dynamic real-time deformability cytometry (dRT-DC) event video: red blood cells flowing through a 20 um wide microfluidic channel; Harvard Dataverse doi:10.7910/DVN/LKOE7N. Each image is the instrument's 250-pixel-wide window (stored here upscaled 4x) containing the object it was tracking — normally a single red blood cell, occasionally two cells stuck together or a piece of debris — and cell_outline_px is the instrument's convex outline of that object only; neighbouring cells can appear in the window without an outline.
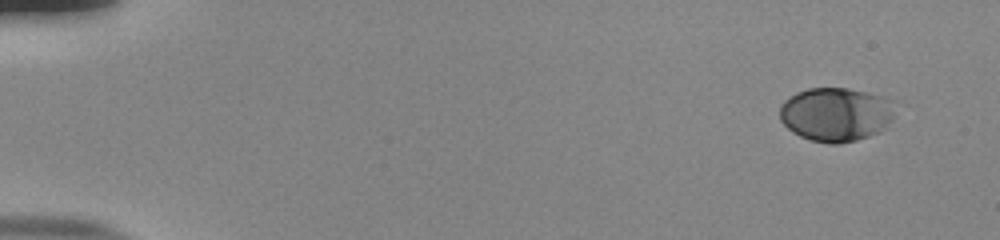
{"species": "human", "species_latin": "Homo sapiens", "temperature_condition": "room temperature", "stored_images_in_passage": 52, "camera_frame_rate_fps": 3000, "um_per_image_px": 0.085, "donor": {"sex": "male"}, "frame": {"image": 1, "passage_image": 1, "time_ms": 0.0, "image_size_px": [1000, 240], "cell_outline_px": [[892, 120], [880, 132], [856, 140], [840, 144], [828, 144], [812, 140], [800, 136], [792, 132], [780, 120], [780, 104], [784, 100], [796, 92], [808, 88], [848, 88], [880, 96], [892, 100]], "centroid_in_image_um": [71.01, 9.73], "position_along_channel_um": 14.0, "area_um2": 36.18}}
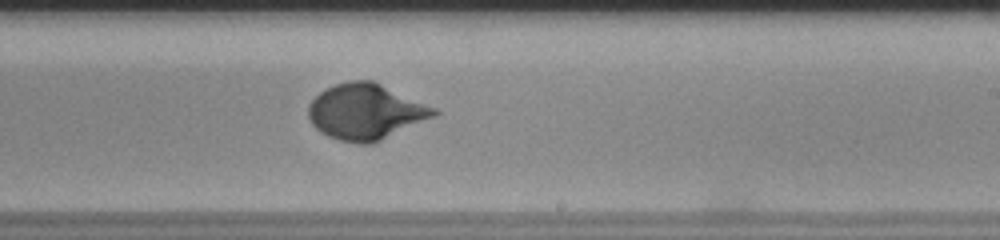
{"frame": {"image": 2, "passage_image": 32, "time_ms": 10.333, "image_size_px": [1000, 240], "cell_outline_px": [[440, 112], [436, 116], [372, 144], [360, 144], [340, 140], [328, 136], [320, 132], [312, 124], [308, 116], [308, 104], [320, 92], [336, 84], [352, 80], [372, 80], [436, 108]], "centroid_in_image_um": [31.09, 9.5], "position_along_channel_um": 257.9, "area_um2": 40.63}}
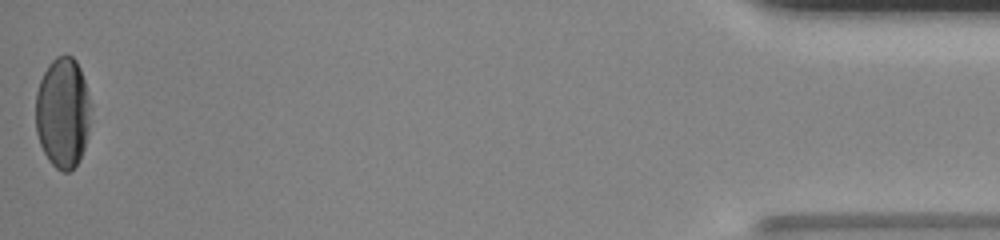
{"frame": {"image": 3, "passage_image": 52, "time_ms": 17.0, "image_size_px": [1000, 240], "cell_outline_px": [[92, 108], [84, 148], [80, 160], [68, 172], [64, 172], [56, 168], [48, 160], [40, 144], [36, 132], [36, 92], [40, 80], [48, 64], [56, 56], [72, 56], [76, 60], [80, 68], [92, 104]], "centroid_in_image_um": [5.34, 9.57], "position_along_channel_um": 429.9, "area_um2": 35.72}, "authors_computed_cell_mechanics": {"area_um2": 36.3273, "velocity_mm_per_s": 3.8236, "shape_relaxation_time_tau1_ms": 3.8635, "shape_relaxation_time_tau2_ms": null, "deformation_change_tau1": 0.1696, "deformation_change_tau2": null}}